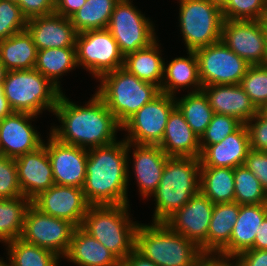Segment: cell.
<instances>
[{
	"mask_svg": "<svg viewBox=\"0 0 267 266\" xmlns=\"http://www.w3.org/2000/svg\"><path fill=\"white\" fill-rule=\"evenodd\" d=\"M53 114L62 125L51 126L50 133L63 143L84 149L116 142V133L122 129L96 93L85 106H79L62 92Z\"/></svg>",
	"mask_w": 267,
	"mask_h": 266,
	"instance_id": "obj_1",
	"label": "cell"
},
{
	"mask_svg": "<svg viewBox=\"0 0 267 266\" xmlns=\"http://www.w3.org/2000/svg\"><path fill=\"white\" fill-rule=\"evenodd\" d=\"M130 143L124 139L88 149L83 192L89 205L129 204ZM129 155V156H128Z\"/></svg>",
	"mask_w": 267,
	"mask_h": 266,
	"instance_id": "obj_2",
	"label": "cell"
},
{
	"mask_svg": "<svg viewBox=\"0 0 267 266\" xmlns=\"http://www.w3.org/2000/svg\"><path fill=\"white\" fill-rule=\"evenodd\" d=\"M151 224L137 226L135 250L139 254L157 266H198L204 255L193 242L165 222Z\"/></svg>",
	"mask_w": 267,
	"mask_h": 266,
	"instance_id": "obj_3",
	"label": "cell"
},
{
	"mask_svg": "<svg viewBox=\"0 0 267 266\" xmlns=\"http://www.w3.org/2000/svg\"><path fill=\"white\" fill-rule=\"evenodd\" d=\"M200 159L169 157L160 183L152 194L155 210L152 222H165L200 191Z\"/></svg>",
	"mask_w": 267,
	"mask_h": 266,
	"instance_id": "obj_4",
	"label": "cell"
},
{
	"mask_svg": "<svg viewBox=\"0 0 267 266\" xmlns=\"http://www.w3.org/2000/svg\"><path fill=\"white\" fill-rule=\"evenodd\" d=\"M129 204L90 205L81 228L98 240L121 262L135 250L139 223L129 217Z\"/></svg>",
	"mask_w": 267,
	"mask_h": 266,
	"instance_id": "obj_5",
	"label": "cell"
},
{
	"mask_svg": "<svg viewBox=\"0 0 267 266\" xmlns=\"http://www.w3.org/2000/svg\"><path fill=\"white\" fill-rule=\"evenodd\" d=\"M99 82L95 92L121 126L161 93L157 85L140 80L123 67L104 74Z\"/></svg>",
	"mask_w": 267,
	"mask_h": 266,
	"instance_id": "obj_6",
	"label": "cell"
},
{
	"mask_svg": "<svg viewBox=\"0 0 267 266\" xmlns=\"http://www.w3.org/2000/svg\"><path fill=\"white\" fill-rule=\"evenodd\" d=\"M3 93L14 112H54L61 91L36 69L8 71Z\"/></svg>",
	"mask_w": 267,
	"mask_h": 266,
	"instance_id": "obj_7",
	"label": "cell"
},
{
	"mask_svg": "<svg viewBox=\"0 0 267 266\" xmlns=\"http://www.w3.org/2000/svg\"><path fill=\"white\" fill-rule=\"evenodd\" d=\"M179 26L187 51L221 40V7L210 0H179Z\"/></svg>",
	"mask_w": 267,
	"mask_h": 266,
	"instance_id": "obj_8",
	"label": "cell"
},
{
	"mask_svg": "<svg viewBox=\"0 0 267 266\" xmlns=\"http://www.w3.org/2000/svg\"><path fill=\"white\" fill-rule=\"evenodd\" d=\"M107 30L116 40L124 57L148 47L158 38L152 21L131 0H119L116 3Z\"/></svg>",
	"mask_w": 267,
	"mask_h": 266,
	"instance_id": "obj_9",
	"label": "cell"
},
{
	"mask_svg": "<svg viewBox=\"0 0 267 266\" xmlns=\"http://www.w3.org/2000/svg\"><path fill=\"white\" fill-rule=\"evenodd\" d=\"M76 61L95 78H100L124 65V56L107 29L88 30L77 34Z\"/></svg>",
	"mask_w": 267,
	"mask_h": 266,
	"instance_id": "obj_10",
	"label": "cell"
},
{
	"mask_svg": "<svg viewBox=\"0 0 267 266\" xmlns=\"http://www.w3.org/2000/svg\"><path fill=\"white\" fill-rule=\"evenodd\" d=\"M202 86L240 84L251 66L230 50L221 40L196 49Z\"/></svg>",
	"mask_w": 267,
	"mask_h": 266,
	"instance_id": "obj_11",
	"label": "cell"
},
{
	"mask_svg": "<svg viewBox=\"0 0 267 266\" xmlns=\"http://www.w3.org/2000/svg\"><path fill=\"white\" fill-rule=\"evenodd\" d=\"M75 228L70 221L44 214L31 204L25 215L20 238L64 258Z\"/></svg>",
	"mask_w": 267,
	"mask_h": 266,
	"instance_id": "obj_12",
	"label": "cell"
},
{
	"mask_svg": "<svg viewBox=\"0 0 267 266\" xmlns=\"http://www.w3.org/2000/svg\"><path fill=\"white\" fill-rule=\"evenodd\" d=\"M175 106V96L160 93L122 125V129L128 132L124 140L128 143L158 145Z\"/></svg>",
	"mask_w": 267,
	"mask_h": 266,
	"instance_id": "obj_13",
	"label": "cell"
},
{
	"mask_svg": "<svg viewBox=\"0 0 267 266\" xmlns=\"http://www.w3.org/2000/svg\"><path fill=\"white\" fill-rule=\"evenodd\" d=\"M221 41L250 65H263L267 30L263 20H224Z\"/></svg>",
	"mask_w": 267,
	"mask_h": 266,
	"instance_id": "obj_14",
	"label": "cell"
},
{
	"mask_svg": "<svg viewBox=\"0 0 267 266\" xmlns=\"http://www.w3.org/2000/svg\"><path fill=\"white\" fill-rule=\"evenodd\" d=\"M214 204L201 191L165 223L175 232L193 242L207 256V235Z\"/></svg>",
	"mask_w": 267,
	"mask_h": 266,
	"instance_id": "obj_15",
	"label": "cell"
},
{
	"mask_svg": "<svg viewBox=\"0 0 267 266\" xmlns=\"http://www.w3.org/2000/svg\"><path fill=\"white\" fill-rule=\"evenodd\" d=\"M43 145L52 165L54 184L83 188L88 149L63 143L51 133Z\"/></svg>",
	"mask_w": 267,
	"mask_h": 266,
	"instance_id": "obj_16",
	"label": "cell"
},
{
	"mask_svg": "<svg viewBox=\"0 0 267 266\" xmlns=\"http://www.w3.org/2000/svg\"><path fill=\"white\" fill-rule=\"evenodd\" d=\"M32 205L40 212L70 221L81 227L90 206L82 188L54 184L32 199Z\"/></svg>",
	"mask_w": 267,
	"mask_h": 266,
	"instance_id": "obj_17",
	"label": "cell"
},
{
	"mask_svg": "<svg viewBox=\"0 0 267 266\" xmlns=\"http://www.w3.org/2000/svg\"><path fill=\"white\" fill-rule=\"evenodd\" d=\"M37 115L13 112L0 121V155L16 159L37 150L43 139L30 123Z\"/></svg>",
	"mask_w": 267,
	"mask_h": 266,
	"instance_id": "obj_18",
	"label": "cell"
},
{
	"mask_svg": "<svg viewBox=\"0 0 267 266\" xmlns=\"http://www.w3.org/2000/svg\"><path fill=\"white\" fill-rule=\"evenodd\" d=\"M22 195L35 198L54 185L52 165L44 145L14 159Z\"/></svg>",
	"mask_w": 267,
	"mask_h": 266,
	"instance_id": "obj_19",
	"label": "cell"
},
{
	"mask_svg": "<svg viewBox=\"0 0 267 266\" xmlns=\"http://www.w3.org/2000/svg\"><path fill=\"white\" fill-rule=\"evenodd\" d=\"M26 29L37 50L75 47L78 34L70 18L56 13L28 19Z\"/></svg>",
	"mask_w": 267,
	"mask_h": 266,
	"instance_id": "obj_20",
	"label": "cell"
},
{
	"mask_svg": "<svg viewBox=\"0 0 267 266\" xmlns=\"http://www.w3.org/2000/svg\"><path fill=\"white\" fill-rule=\"evenodd\" d=\"M133 148L132 169L139 187V194L144 198L152 196L157 189L162 173L169 158L158 145L130 143Z\"/></svg>",
	"mask_w": 267,
	"mask_h": 266,
	"instance_id": "obj_21",
	"label": "cell"
},
{
	"mask_svg": "<svg viewBox=\"0 0 267 266\" xmlns=\"http://www.w3.org/2000/svg\"><path fill=\"white\" fill-rule=\"evenodd\" d=\"M214 113L230 115L246 124L259 110L240 84L208 85L201 89Z\"/></svg>",
	"mask_w": 267,
	"mask_h": 266,
	"instance_id": "obj_22",
	"label": "cell"
},
{
	"mask_svg": "<svg viewBox=\"0 0 267 266\" xmlns=\"http://www.w3.org/2000/svg\"><path fill=\"white\" fill-rule=\"evenodd\" d=\"M251 150L249 132L242 124L221 142L207 146L199 157L201 166L236 168L244 165Z\"/></svg>",
	"mask_w": 267,
	"mask_h": 266,
	"instance_id": "obj_23",
	"label": "cell"
},
{
	"mask_svg": "<svg viewBox=\"0 0 267 266\" xmlns=\"http://www.w3.org/2000/svg\"><path fill=\"white\" fill-rule=\"evenodd\" d=\"M266 216L267 203L240 205L230 242L217 256L233 259L241 252L253 249L255 236Z\"/></svg>",
	"mask_w": 267,
	"mask_h": 266,
	"instance_id": "obj_24",
	"label": "cell"
},
{
	"mask_svg": "<svg viewBox=\"0 0 267 266\" xmlns=\"http://www.w3.org/2000/svg\"><path fill=\"white\" fill-rule=\"evenodd\" d=\"M158 146L168 157L199 158L201 155L199 137L177 106L170 112L164 136Z\"/></svg>",
	"mask_w": 267,
	"mask_h": 266,
	"instance_id": "obj_25",
	"label": "cell"
},
{
	"mask_svg": "<svg viewBox=\"0 0 267 266\" xmlns=\"http://www.w3.org/2000/svg\"><path fill=\"white\" fill-rule=\"evenodd\" d=\"M78 266H121V261L81 227H76L64 256Z\"/></svg>",
	"mask_w": 267,
	"mask_h": 266,
	"instance_id": "obj_26",
	"label": "cell"
},
{
	"mask_svg": "<svg viewBox=\"0 0 267 266\" xmlns=\"http://www.w3.org/2000/svg\"><path fill=\"white\" fill-rule=\"evenodd\" d=\"M187 57H176L166 65L164 63L163 80L160 92L175 96L180 88L192 86L190 92L201 91L198 61L194 51H187ZM186 87V88H185Z\"/></svg>",
	"mask_w": 267,
	"mask_h": 266,
	"instance_id": "obj_27",
	"label": "cell"
},
{
	"mask_svg": "<svg viewBox=\"0 0 267 266\" xmlns=\"http://www.w3.org/2000/svg\"><path fill=\"white\" fill-rule=\"evenodd\" d=\"M239 210L236 202L214 204L207 235V256H217L229 244Z\"/></svg>",
	"mask_w": 267,
	"mask_h": 266,
	"instance_id": "obj_28",
	"label": "cell"
},
{
	"mask_svg": "<svg viewBox=\"0 0 267 266\" xmlns=\"http://www.w3.org/2000/svg\"><path fill=\"white\" fill-rule=\"evenodd\" d=\"M157 41L158 39L148 47L126 55L123 68L140 80L153 83L161 88L165 60L161 57Z\"/></svg>",
	"mask_w": 267,
	"mask_h": 266,
	"instance_id": "obj_29",
	"label": "cell"
},
{
	"mask_svg": "<svg viewBox=\"0 0 267 266\" xmlns=\"http://www.w3.org/2000/svg\"><path fill=\"white\" fill-rule=\"evenodd\" d=\"M37 51L27 29L0 41V60L8 71L34 69Z\"/></svg>",
	"mask_w": 267,
	"mask_h": 266,
	"instance_id": "obj_30",
	"label": "cell"
},
{
	"mask_svg": "<svg viewBox=\"0 0 267 266\" xmlns=\"http://www.w3.org/2000/svg\"><path fill=\"white\" fill-rule=\"evenodd\" d=\"M78 67L76 47L49 48L37 51L34 69L43 74L61 92L59 78Z\"/></svg>",
	"mask_w": 267,
	"mask_h": 266,
	"instance_id": "obj_31",
	"label": "cell"
},
{
	"mask_svg": "<svg viewBox=\"0 0 267 266\" xmlns=\"http://www.w3.org/2000/svg\"><path fill=\"white\" fill-rule=\"evenodd\" d=\"M234 169L201 166L200 191L213 204L234 202Z\"/></svg>",
	"mask_w": 267,
	"mask_h": 266,
	"instance_id": "obj_32",
	"label": "cell"
},
{
	"mask_svg": "<svg viewBox=\"0 0 267 266\" xmlns=\"http://www.w3.org/2000/svg\"><path fill=\"white\" fill-rule=\"evenodd\" d=\"M31 204L32 200L24 196L0 199V242L7 244L21 237Z\"/></svg>",
	"mask_w": 267,
	"mask_h": 266,
	"instance_id": "obj_33",
	"label": "cell"
},
{
	"mask_svg": "<svg viewBox=\"0 0 267 266\" xmlns=\"http://www.w3.org/2000/svg\"><path fill=\"white\" fill-rule=\"evenodd\" d=\"M119 0H86L85 4L71 17L77 33L88 30L107 29L111 14Z\"/></svg>",
	"mask_w": 267,
	"mask_h": 266,
	"instance_id": "obj_34",
	"label": "cell"
},
{
	"mask_svg": "<svg viewBox=\"0 0 267 266\" xmlns=\"http://www.w3.org/2000/svg\"><path fill=\"white\" fill-rule=\"evenodd\" d=\"M175 102L188 125L200 138L214 114L205 93L202 90L188 92L187 95L181 98H176L175 95Z\"/></svg>",
	"mask_w": 267,
	"mask_h": 266,
	"instance_id": "obj_35",
	"label": "cell"
},
{
	"mask_svg": "<svg viewBox=\"0 0 267 266\" xmlns=\"http://www.w3.org/2000/svg\"><path fill=\"white\" fill-rule=\"evenodd\" d=\"M6 247L12 266H58L61 260L52 251L29 244L21 238L10 241Z\"/></svg>",
	"mask_w": 267,
	"mask_h": 266,
	"instance_id": "obj_36",
	"label": "cell"
},
{
	"mask_svg": "<svg viewBox=\"0 0 267 266\" xmlns=\"http://www.w3.org/2000/svg\"><path fill=\"white\" fill-rule=\"evenodd\" d=\"M234 202L239 205L265 204L267 193L258 178L245 165L234 168Z\"/></svg>",
	"mask_w": 267,
	"mask_h": 266,
	"instance_id": "obj_37",
	"label": "cell"
},
{
	"mask_svg": "<svg viewBox=\"0 0 267 266\" xmlns=\"http://www.w3.org/2000/svg\"><path fill=\"white\" fill-rule=\"evenodd\" d=\"M221 9L224 20H263L267 0H227Z\"/></svg>",
	"mask_w": 267,
	"mask_h": 266,
	"instance_id": "obj_38",
	"label": "cell"
},
{
	"mask_svg": "<svg viewBox=\"0 0 267 266\" xmlns=\"http://www.w3.org/2000/svg\"><path fill=\"white\" fill-rule=\"evenodd\" d=\"M240 85L259 110L267 103V67L251 65Z\"/></svg>",
	"mask_w": 267,
	"mask_h": 266,
	"instance_id": "obj_39",
	"label": "cell"
},
{
	"mask_svg": "<svg viewBox=\"0 0 267 266\" xmlns=\"http://www.w3.org/2000/svg\"><path fill=\"white\" fill-rule=\"evenodd\" d=\"M241 125L240 121L230 115L214 113L211 122L199 138L201 152L207 146L221 142Z\"/></svg>",
	"mask_w": 267,
	"mask_h": 266,
	"instance_id": "obj_40",
	"label": "cell"
},
{
	"mask_svg": "<svg viewBox=\"0 0 267 266\" xmlns=\"http://www.w3.org/2000/svg\"><path fill=\"white\" fill-rule=\"evenodd\" d=\"M27 19L20 6L8 0H0V41L26 30Z\"/></svg>",
	"mask_w": 267,
	"mask_h": 266,
	"instance_id": "obj_41",
	"label": "cell"
},
{
	"mask_svg": "<svg viewBox=\"0 0 267 266\" xmlns=\"http://www.w3.org/2000/svg\"><path fill=\"white\" fill-rule=\"evenodd\" d=\"M23 196L18 181L16 162L0 155V199Z\"/></svg>",
	"mask_w": 267,
	"mask_h": 266,
	"instance_id": "obj_42",
	"label": "cell"
},
{
	"mask_svg": "<svg viewBox=\"0 0 267 266\" xmlns=\"http://www.w3.org/2000/svg\"><path fill=\"white\" fill-rule=\"evenodd\" d=\"M250 148L267 152V118L258 112L246 123Z\"/></svg>",
	"mask_w": 267,
	"mask_h": 266,
	"instance_id": "obj_43",
	"label": "cell"
},
{
	"mask_svg": "<svg viewBox=\"0 0 267 266\" xmlns=\"http://www.w3.org/2000/svg\"><path fill=\"white\" fill-rule=\"evenodd\" d=\"M244 165L258 178L267 193V152L251 149Z\"/></svg>",
	"mask_w": 267,
	"mask_h": 266,
	"instance_id": "obj_44",
	"label": "cell"
},
{
	"mask_svg": "<svg viewBox=\"0 0 267 266\" xmlns=\"http://www.w3.org/2000/svg\"><path fill=\"white\" fill-rule=\"evenodd\" d=\"M23 16L28 20L54 13L55 0H19Z\"/></svg>",
	"mask_w": 267,
	"mask_h": 266,
	"instance_id": "obj_45",
	"label": "cell"
},
{
	"mask_svg": "<svg viewBox=\"0 0 267 266\" xmlns=\"http://www.w3.org/2000/svg\"><path fill=\"white\" fill-rule=\"evenodd\" d=\"M239 266H267V250L248 249L233 258Z\"/></svg>",
	"mask_w": 267,
	"mask_h": 266,
	"instance_id": "obj_46",
	"label": "cell"
},
{
	"mask_svg": "<svg viewBox=\"0 0 267 266\" xmlns=\"http://www.w3.org/2000/svg\"><path fill=\"white\" fill-rule=\"evenodd\" d=\"M85 2L86 0H55L54 13L70 18Z\"/></svg>",
	"mask_w": 267,
	"mask_h": 266,
	"instance_id": "obj_47",
	"label": "cell"
},
{
	"mask_svg": "<svg viewBox=\"0 0 267 266\" xmlns=\"http://www.w3.org/2000/svg\"><path fill=\"white\" fill-rule=\"evenodd\" d=\"M121 266H157L151 260L144 258L136 250L129 254L122 262Z\"/></svg>",
	"mask_w": 267,
	"mask_h": 266,
	"instance_id": "obj_48",
	"label": "cell"
},
{
	"mask_svg": "<svg viewBox=\"0 0 267 266\" xmlns=\"http://www.w3.org/2000/svg\"><path fill=\"white\" fill-rule=\"evenodd\" d=\"M231 258H221L218 256H204L198 266H239L238 263Z\"/></svg>",
	"mask_w": 267,
	"mask_h": 266,
	"instance_id": "obj_49",
	"label": "cell"
},
{
	"mask_svg": "<svg viewBox=\"0 0 267 266\" xmlns=\"http://www.w3.org/2000/svg\"><path fill=\"white\" fill-rule=\"evenodd\" d=\"M253 249L267 250V216L259 226L258 233L255 236Z\"/></svg>",
	"mask_w": 267,
	"mask_h": 266,
	"instance_id": "obj_50",
	"label": "cell"
},
{
	"mask_svg": "<svg viewBox=\"0 0 267 266\" xmlns=\"http://www.w3.org/2000/svg\"><path fill=\"white\" fill-rule=\"evenodd\" d=\"M14 111L10 107L6 97L3 93V87L0 86V121L10 114H12Z\"/></svg>",
	"mask_w": 267,
	"mask_h": 266,
	"instance_id": "obj_51",
	"label": "cell"
},
{
	"mask_svg": "<svg viewBox=\"0 0 267 266\" xmlns=\"http://www.w3.org/2000/svg\"><path fill=\"white\" fill-rule=\"evenodd\" d=\"M7 72L8 70L6 69L5 65L0 60V86L3 85Z\"/></svg>",
	"mask_w": 267,
	"mask_h": 266,
	"instance_id": "obj_52",
	"label": "cell"
},
{
	"mask_svg": "<svg viewBox=\"0 0 267 266\" xmlns=\"http://www.w3.org/2000/svg\"><path fill=\"white\" fill-rule=\"evenodd\" d=\"M259 112L267 118V103L259 109Z\"/></svg>",
	"mask_w": 267,
	"mask_h": 266,
	"instance_id": "obj_53",
	"label": "cell"
},
{
	"mask_svg": "<svg viewBox=\"0 0 267 266\" xmlns=\"http://www.w3.org/2000/svg\"><path fill=\"white\" fill-rule=\"evenodd\" d=\"M210 1H212L213 3H216V4H218L220 7H222V6L225 4V2H226L227 0H210Z\"/></svg>",
	"mask_w": 267,
	"mask_h": 266,
	"instance_id": "obj_54",
	"label": "cell"
},
{
	"mask_svg": "<svg viewBox=\"0 0 267 266\" xmlns=\"http://www.w3.org/2000/svg\"><path fill=\"white\" fill-rule=\"evenodd\" d=\"M8 261H9V263L7 264V262H4L3 258L0 259V266H12L9 258H8Z\"/></svg>",
	"mask_w": 267,
	"mask_h": 266,
	"instance_id": "obj_55",
	"label": "cell"
},
{
	"mask_svg": "<svg viewBox=\"0 0 267 266\" xmlns=\"http://www.w3.org/2000/svg\"><path fill=\"white\" fill-rule=\"evenodd\" d=\"M263 21H264V24H265L266 30H267V12L265 13Z\"/></svg>",
	"mask_w": 267,
	"mask_h": 266,
	"instance_id": "obj_56",
	"label": "cell"
},
{
	"mask_svg": "<svg viewBox=\"0 0 267 266\" xmlns=\"http://www.w3.org/2000/svg\"><path fill=\"white\" fill-rule=\"evenodd\" d=\"M263 65L267 67V47H266V57H265V62H264Z\"/></svg>",
	"mask_w": 267,
	"mask_h": 266,
	"instance_id": "obj_57",
	"label": "cell"
},
{
	"mask_svg": "<svg viewBox=\"0 0 267 266\" xmlns=\"http://www.w3.org/2000/svg\"><path fill=\"white\" fill-rule=\"evenodd\" d=\"M8 1H11V2H13V3H19V0H8Z\"/></svg>",
	"mask_w": 267,
	"mask_h": 266,
	"instance_id": "obj_58",
	"label": "cell"
}]
</instances>
